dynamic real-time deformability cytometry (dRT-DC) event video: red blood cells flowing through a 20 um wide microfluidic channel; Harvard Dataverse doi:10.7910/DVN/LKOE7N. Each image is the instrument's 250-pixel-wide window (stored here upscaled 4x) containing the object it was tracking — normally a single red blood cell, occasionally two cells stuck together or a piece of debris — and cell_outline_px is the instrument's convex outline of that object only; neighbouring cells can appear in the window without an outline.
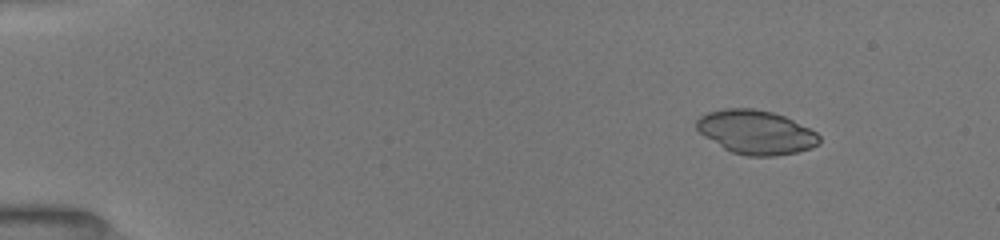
{"species": "common noctule bat (a hibernating species)", "species_latin": "Nyctalus noctula", "temperature_condition": "room temperature", "stored_images_in_passage": 5, "camera_frame_rate_fps": 3000, "um_per_image_px": 0.085, "animal": {"sex": "female", "body_mass_g": 19.5, "forearm_length_mm": 54.1}, "frame": {"image": 1, "passage_image": 1, "time_ms": 0.0, "image_size_px": [1000, 240], "cell_outline_px": [[820, 144], [812, 148], [796, 152], [776, 156], [748, 156], [732, 152], [724, 148], [704, 136], [696, 128], [696, 120], [700, 116], [708, 112], [728, 108], [752, 108], [772, 112], [784, 116], [816, 132], [820, 136]], "centroid_in_image_um": [64.26, 11.24], "position_along_channel_um": 20.7, "area_um2": 31.27}}